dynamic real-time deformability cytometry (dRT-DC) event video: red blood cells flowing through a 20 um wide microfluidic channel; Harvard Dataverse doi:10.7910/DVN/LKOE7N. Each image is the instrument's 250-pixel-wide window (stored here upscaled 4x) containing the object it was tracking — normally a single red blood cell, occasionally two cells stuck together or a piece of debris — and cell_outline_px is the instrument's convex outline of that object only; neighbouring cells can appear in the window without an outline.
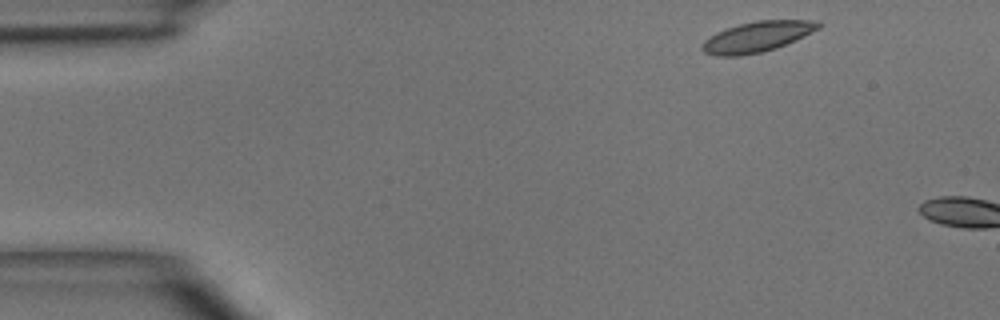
{"species": "common noctule bat (a hibernating species)", "species_latin": "Nyctalus noctula", "temperature_condition": "room temperature", "stored_images_in_passage": 2, "camera_frame_rate_fps": 3000, "um_per_image_px": 0.085, "animal": {"sex": "male", "body_mass_g": 15.6}, "frame": {"image": 1, "passage_image": 1, "time_ms": 0.0, "image_size_px": [1000, 320], "cell_outline_px": [[824, 24], [820, 28], [796, 40], [776, 48], [760, 52], [740, 56], [716, 56], [704, 52], [700, 48], [700, 44], [704, 40], [716, 32], [740, 24], [756, 20], [820, 20]], "centroid_in_image_um": [64.38, 3.12], "position_along_channel_um": 20.6, "area_um2": 20.81}}